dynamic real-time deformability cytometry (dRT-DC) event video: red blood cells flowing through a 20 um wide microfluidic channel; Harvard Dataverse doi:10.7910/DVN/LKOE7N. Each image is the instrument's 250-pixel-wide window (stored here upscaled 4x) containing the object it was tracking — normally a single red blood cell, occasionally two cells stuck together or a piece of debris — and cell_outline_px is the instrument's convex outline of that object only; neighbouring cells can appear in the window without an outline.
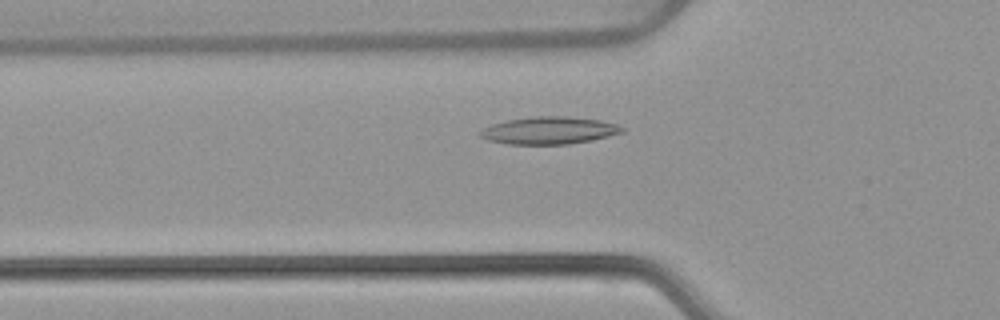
{"species": "common noctule bat (a hibernating species)", "species_latin": "Nyctalus noctula", "temperature_condition": "warm", "stored_images_in_passage": 48, "camera_frame_rate_fps": 3000, "um_per_image_px": 0.085, "animal": {"sex": "female", "body_mass_g": 22.7, "forearm_length_mm": 54.2}, "frame": {"image": 1, "passage_image": 13, "time_ms": 4.0, "image_size_px": [1000, 320], "cell_outline_px": [[624, 132], [592, 140], [568, 144], [508, 144], [488, 140], [480, 136], [476, 132], [492, 124], [508, 120], [532, 116], [568, 116], [600, 120], [616, 124], [624, 128]], "centroid_in_image_um": [46.66, 11.08], "position_along_channel_um": 79.1, "area_um2": 22.66}}
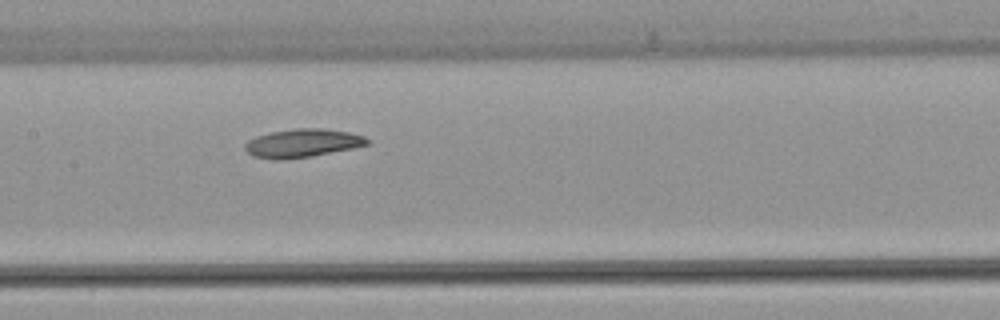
{"frame": {"image": 2, "passage_image": 21, "time_ms": 6.667, "image_size_px": [1000, 320], "cell_outline_px": [[372, 144], [312, 156], [284, 160], [272, 160], [252, 156], [244, 148], [244, 144], [248, 140], [256, 136], [272, 132], [296, 128], [324, 128], [348, 132], [364, 136], [372, 140]], "centroid_in_image_um": [25.72, 12.17], "position_along_channel_um": 181.7, "area_um2": 20.46}}
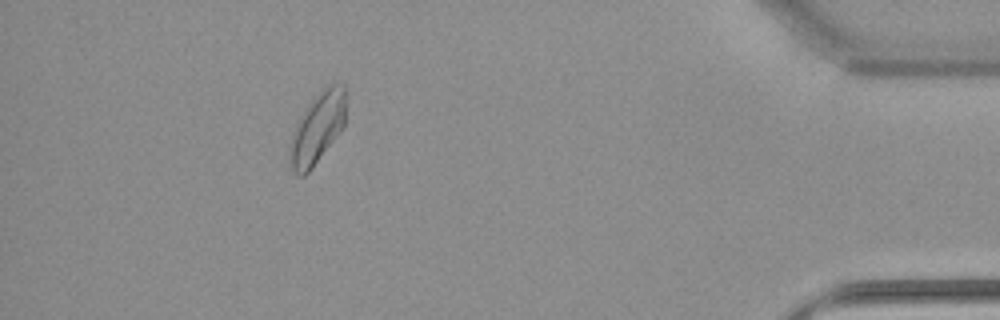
{"frame": {"image": 3, "passage_image": 43, "time_ms": 14.0, "image_size_px": [1000, 320], "cell_outline_px": [[344, 128], [312, 168], [304, 176], [296, 176], [288, 160], [288, 144], [292, 132], [300, 116], [312, 100], [320, 92], [332, 84], [344, 84]], "centroid_in_image_um": [26.93, 10.98], "position_along_channel_um": 408.3, "area_um2": 23.06}, "authors_computed_cell_mechanics": {"area_um2": 21.1548, "velocity_mm_per_s": 3.8315, "shape_relaxation_time_tau1_ms": 10.0267, "shape_relaxation_time_tau2_ms": 7.8363, "deformation_change_tau1": 0.1619, "deformation_change_tau2": 0.162}}